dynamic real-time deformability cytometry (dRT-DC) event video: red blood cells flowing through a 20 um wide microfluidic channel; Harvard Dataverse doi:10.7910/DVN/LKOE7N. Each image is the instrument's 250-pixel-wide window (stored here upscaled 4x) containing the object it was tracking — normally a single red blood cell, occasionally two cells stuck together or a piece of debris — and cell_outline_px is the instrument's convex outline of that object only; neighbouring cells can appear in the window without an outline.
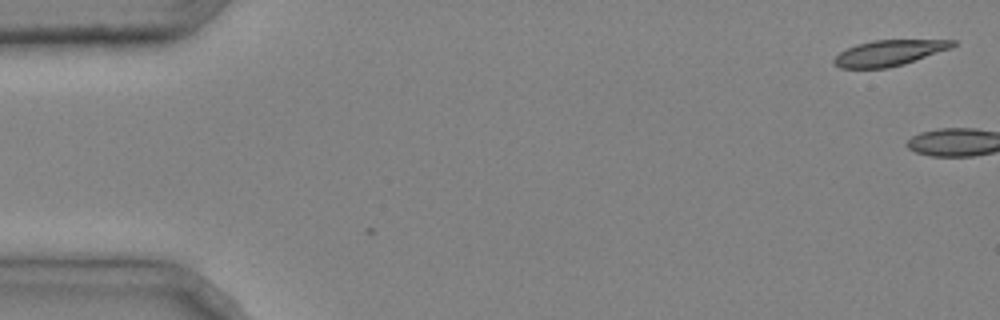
{"species": "common noctule bat (a hibernating species)", "species_latin": "Nyctalus noctula", "temperature_condition": "cold", "stored_images_in_passage": 4, "camera_frame_rate_fps": 3000, "um_per_image_px": 0.085, "animal": {"sex": "male", "body_mass_g": 20.4}, "frame": {"image": 1, "passage_image": 1, "time_ms": 0.0, "image_size_px": [1000, 320], "cell_outline_px": [[956, 44], [952, 48], [904, 64], [888, 68], [840, 68], [832, 64], [832, 60], [840, 52], [856, 44], [872, 40], [956, 40]], "centroid_in_image_um": [75.56, 4.5], "position_along_channel_um": 9.4, "area_um2": 17.86}}